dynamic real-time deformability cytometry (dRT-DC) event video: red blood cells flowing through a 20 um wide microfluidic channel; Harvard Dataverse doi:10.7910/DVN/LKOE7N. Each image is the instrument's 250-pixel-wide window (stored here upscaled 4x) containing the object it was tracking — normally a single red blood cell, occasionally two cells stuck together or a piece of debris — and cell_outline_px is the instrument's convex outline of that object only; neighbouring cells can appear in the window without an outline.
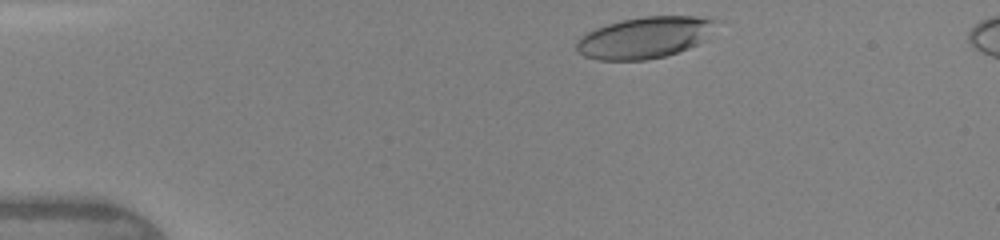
{"species": "human", "species_latin": "Homo sapiens", "temperature_condition": "warm", "stored_images_in_passage": 38, "camera_frame_rate_fps": 3000, "um_per_image_px": 0.085, "donor": {"sex": "female"}, "frame": {"image": 1, "passage_image": 2, "time_ms": 0.333, "image_size_px": [1000, 240], "cell_outline_px": [[724, 20], [704, 40], [688, 48], [664, 56], [644, 60], [596, 60], [584, 56], [576, 52], [576, 40], [580, 36], [596, 28], [608, 24], [624, 20], [644, 16], [696, 16]], "centroid_in_image_um": [54.83, 3.18], "position_along_channel_um": 30.2, "area_um2": 33.93}}
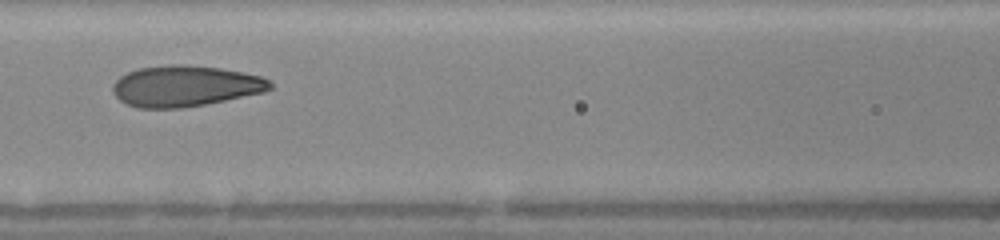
{"frame": {"image": 2, "passage_image": 15, "time_ms": 4.667, "image_size_px": [1000, 240], "cell_outline_px": [[272, 88], [264, 92], [204, 104], [180, 108], [136, 108], [120, 100], [112, 92], [112, 84], [120, 76], [128, 72], [140, 68], [172, 64], [184, 64], [220, 68], [260, 76], [268, 80], [272, 84]], "centroid_in_image_um": [15.7, 7.31], "position_along_channel_um": 150.9, "area_um2": 37.34}}
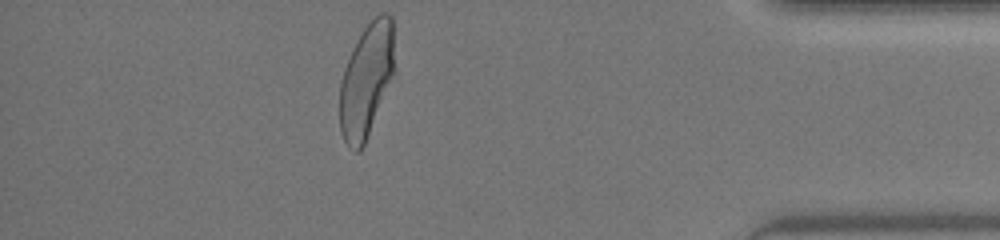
{"frame": {"image": 3, "passage_image": 34, "time_ms": 11.333, "image_size_px": [1000, 240], "cell_outline_px": [[396, 72], [364, 144], [360, 152], [356, 152], [348, 148], [340, 132], [340, 84], [344, 68], [352, 48], [364, 28], [380, 12], [384, 12], [392, 16]], "centroid_in_image_um": [31.17, 6.82], "position_along_channel_um": 404.0, "area_um2": 36.82}, "authors_computed_cell_mechanics": {"area_um2": 37.1654, "velocity_mm_per_s": 4.3248, "shape_relaxation_time_tau1_ms": 4.8291, "shape_relaxation_time_tau2_ms": 0.9193, "deformation_change_tau1": 0.2144, "deformation_change_tau2": 0.076}}